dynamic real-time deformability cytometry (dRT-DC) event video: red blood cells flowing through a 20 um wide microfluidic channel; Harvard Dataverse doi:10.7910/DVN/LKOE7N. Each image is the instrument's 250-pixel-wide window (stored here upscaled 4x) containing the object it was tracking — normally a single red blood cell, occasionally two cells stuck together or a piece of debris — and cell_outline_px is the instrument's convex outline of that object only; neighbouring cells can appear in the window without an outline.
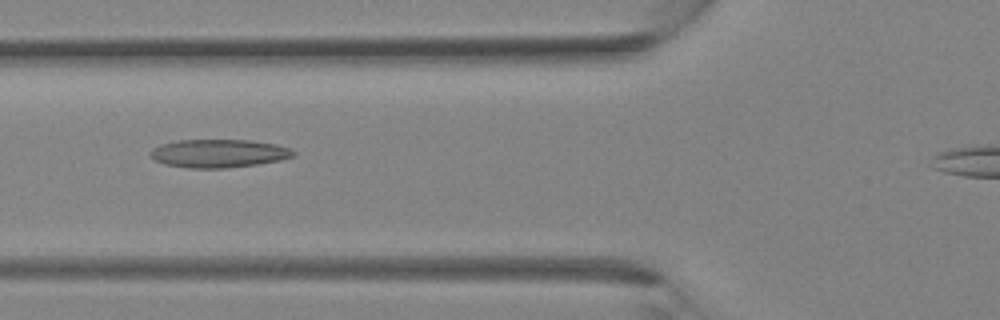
{"species": "Egyptian fruit bat (a non-hibernating species)", "species_latin": "Rousettus aegyptiacus", "temperature_condition": "room temperature", "stored_images_in_passage": 33, "camera_frame_rate_fps": 3000, "um_per_image_px": 0.085, "animal": {"sex": "female"}, "frame": {"image": 1, "passage_image": 14, "time_ms": 4.333, "image_size_px": [1000, 320], "cell_outline_px": [[296, 152], [292, 156], [280, 160], [260, 164], [224, 168], [188, 168], [164, 164], [156, 160], [148, 152], [152, 148], [160, 144], [176, 140], [252, 140], [276, 144], [292, 148]], "centroid_in_image_um": [18.59, 13.03], "position_along_channel_um": 107.2, "area_um2": 23.7}}
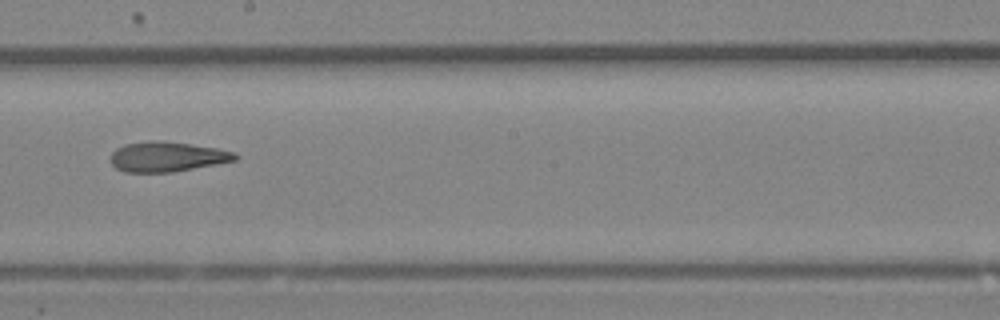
{"frame": {"image": 2, "passage_image": 21, "time_ms": 6.667, "image_size_px": [1000, 320], "cell_outline_px": [[240, 156], [236, 160], [216, 164], [172, 172], [124, 172], [116, 168], [112, 164], [112, 152], [116, 148], [124, 144], [156, 140], [188, 144], [216, 148], [236, 152]], "centroid_in_image_um": [14.22, 13.32], "position_along_channel_um": 234.0, "area_um2": 21.56}}
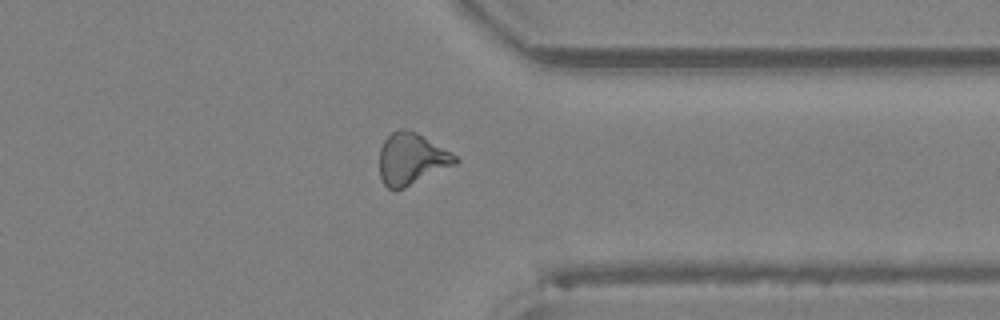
{"frame": {"image": 3, "passage_image": 29, "time_ms": 9.333, "image_size_px": [1000, 320], "cell_outline_px": [[460, 160], [456, 164], [396, 192], [388, 188], [384, 184], [380, 176], [380, 148], [384, 140], [392, 132], [400, 128], [408, 128], [416, 132], [456, 156]], "centroid_in_image_um": [34.95, 13.52], "position_along_channel_um": 376.5, "area_um2": 22.77}}